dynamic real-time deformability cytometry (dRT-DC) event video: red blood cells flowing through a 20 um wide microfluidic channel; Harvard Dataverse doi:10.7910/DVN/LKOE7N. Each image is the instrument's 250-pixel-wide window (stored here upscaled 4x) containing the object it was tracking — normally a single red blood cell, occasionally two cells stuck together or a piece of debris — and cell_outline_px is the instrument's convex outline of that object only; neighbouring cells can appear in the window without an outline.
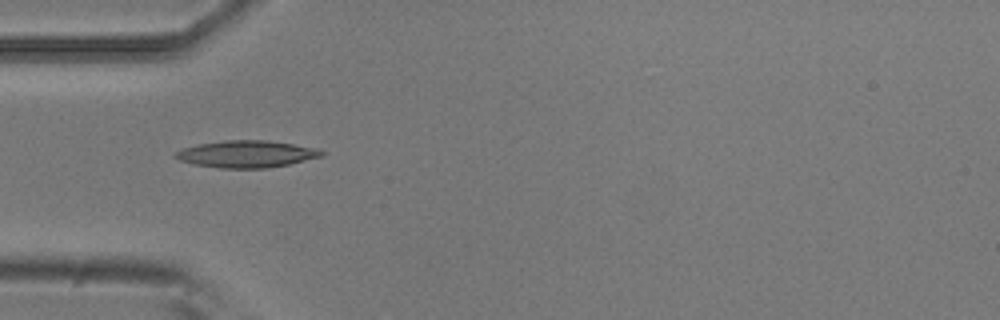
{"species": "common noctule bat (a hibernating species)", "species_latin": "Nyctalus noctula", "temperature_condition": "room temperature", "stored_images_in_passage": 9, "camera_frame_rate_fps": 3000, "um_per_image_px": 0.085, "animal": {"sex": "male", "body_mass_g": 20.5, "forearm_length_mm": 52.5}, "frame": {"image": 1, "passage_image": 4, "time_ms": 1.0, "image_size_px": [1000, 320], "cell_outline_px": [[324, 156], [288, 164], [264, 168], [220, 168], [196, 164], [180, 160], [172, 156], [172, 152], [180, 148], [200, 144], [224, 140], [268, 140], [316, 148], [324, 152]], "centroid_in_image_um": [20.91, 13.08], "position_along_channel_um": 64.1, "area_um2": 22.95}}
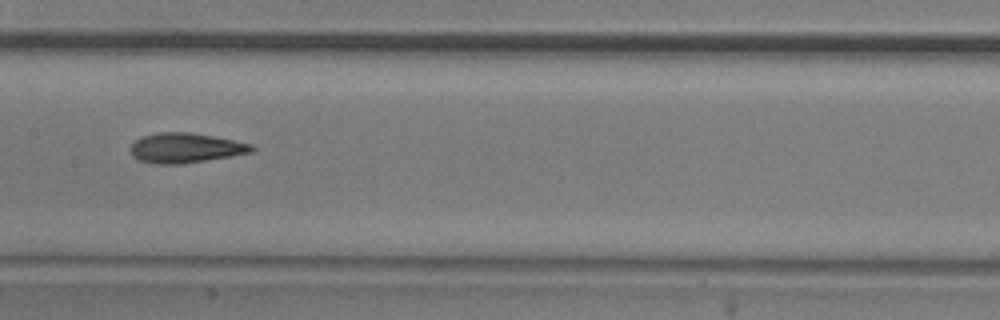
{"frame": {"image": 2, "passage_image": 7, "time_ms": 2.0, "image_size_px": [1000, 320], "cell_outline_px": [[256, 148], [252, 152], [180, 164], [156, 164], [136, 160], [132, 156], [132, 144], [136, 140], [144, 136], [156, 132], [188, 132], [212, 136], [252, 144]], "centroid_in_image_um": [15.74, 12.57], "position_along_channel_um": 191.7, "area_um2": 20.81}}
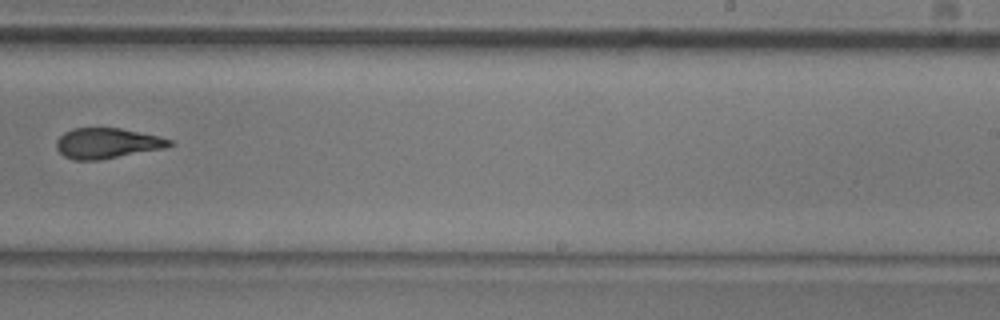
{"frame": {"image": 3, "passage_image": 9, "time_ms": 2.667, "image_size_px": [1000, 320], "cell_outline_px": [[172, 144], [164, 148], [100, 160], [76, 160], [64, 156], [56, 148], [56, 140], [64, 132], [72, 128], [120, 128], [160, 136], [172, 140]], "centroid_in_image_um": [9.08, 12.17], "position_along_channel_um": 279.9, "area_um2": 20.0}}